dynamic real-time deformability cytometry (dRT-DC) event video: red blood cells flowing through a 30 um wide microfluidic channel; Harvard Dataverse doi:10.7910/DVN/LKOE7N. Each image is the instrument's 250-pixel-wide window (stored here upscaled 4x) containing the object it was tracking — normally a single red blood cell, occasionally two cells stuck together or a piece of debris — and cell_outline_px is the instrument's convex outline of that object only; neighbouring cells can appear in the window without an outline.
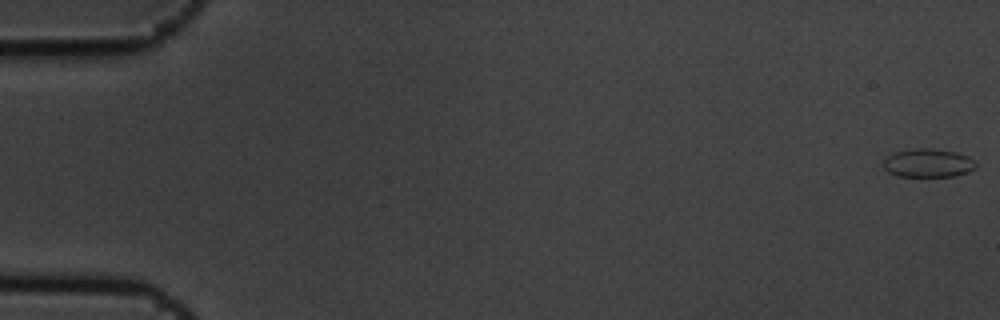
{"species": "common noctule bat (a hibernating species)", "species_latin": "Nyctalus noctula", "temperature_condition": "cold", "stored_images_in_passage": 6, "camera_frame_rate_fps": 3000, "um_per_image_px": 0.085, "animal": {"sex": "male", "body_mass_g": 19.5, "forearm_length_mm": 54.6}, "frame": {"image": 1, "passage_image": 1, "time_ms": 0.0, "image_size_px": [1000, 320], "cell_outline_px": [[976, 168], [968, 172], [956, 176], [896, 176], [888, 172], [884, 168], [884, 160], [888, 156], [896, 152], [912, 148], [932, 148], [956, 152], [968, 156], [976, 160]], "centroid_in_image_um": [78.92, 13.85], "position_along_channel_um": 6.1, "area_um2": 15.49}}
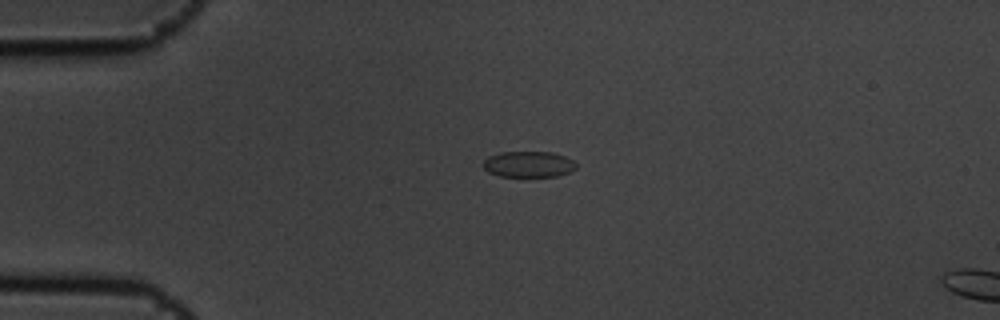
{"frame": {"image": 2, "passage_image": 4, "time_ms": 1.0, "image_size_px": [1000, 320], "cell_outline_px": [[576, 168], [568, 172], [556, 176], [500, 176], [488, 172], [484, 168], [484, 160], [488, 156], [500, 152], [552, 152], [564, 156], [572, 160], [576, 164]], "centroid_in_image_um": [44.91, 13.95], "position_along_channel_um": 40.1, "area_um2": 13.93}}